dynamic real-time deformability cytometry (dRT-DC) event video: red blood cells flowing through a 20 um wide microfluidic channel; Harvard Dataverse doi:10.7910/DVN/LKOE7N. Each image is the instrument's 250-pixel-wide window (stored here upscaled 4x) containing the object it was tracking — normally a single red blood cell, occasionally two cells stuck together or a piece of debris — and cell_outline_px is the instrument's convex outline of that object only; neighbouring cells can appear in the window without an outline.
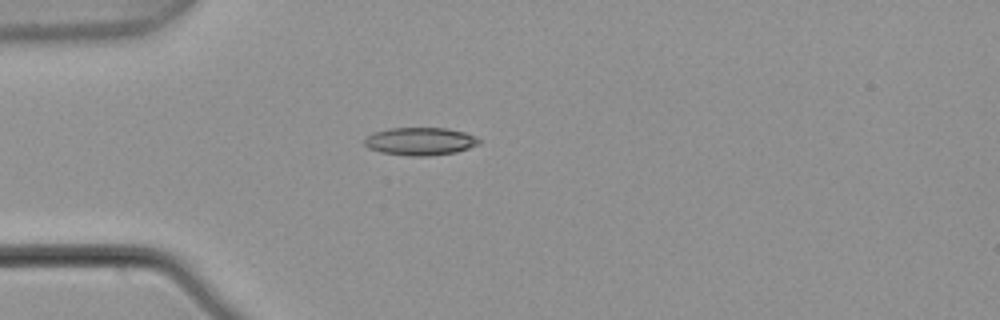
{"species": "common noctule bat (a hibernating species)", "species_latin": "Nyctalus noctula", "temperature_condition": "warm", "stored_images_in_passage": 1, "camera_frame_rate_fps": 3000, "um_per_image_px": 0.085, "animal": {"sex": "male", "body_mass_g": 21.5, "forearm_length_mm": 52.0}, "frame": {"image": 1, "passage_image": 1, "time_ms": 0.0, "image_size_px": [1000, 320], "cell_outline_px": [[480, 144], [456, 152], [432, 156], [408, 156], [380, 152], [368, 148], [364, 144], [364, 140], [372, 132], [388, 128], [444, 128], [464, 132], [480, 140]], "centroid_in_image_um": [35.67, 12.02], "position_along_channel_um": 49.3, "area_um2": 18.61}}